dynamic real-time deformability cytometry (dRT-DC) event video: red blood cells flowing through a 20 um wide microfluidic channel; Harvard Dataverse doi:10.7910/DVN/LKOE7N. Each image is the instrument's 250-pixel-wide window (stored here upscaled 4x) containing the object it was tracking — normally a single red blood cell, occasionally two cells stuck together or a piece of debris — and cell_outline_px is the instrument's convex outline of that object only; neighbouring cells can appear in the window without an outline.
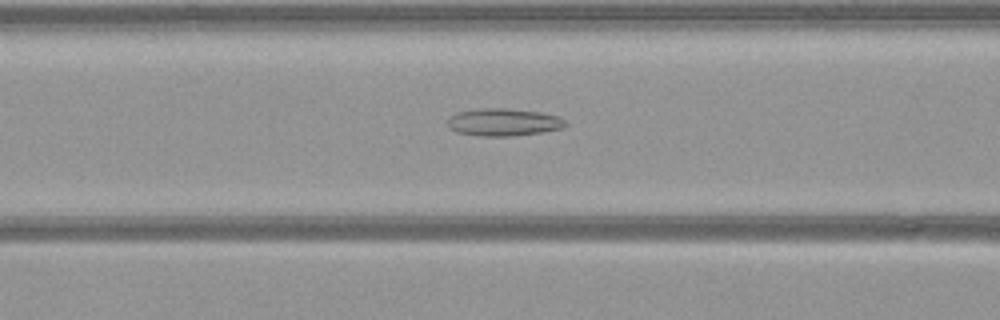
{"species": "common noctule bat (a hibernating species)", "species_latin": "Nyctalus noctula", "temperature_condition": "warm", "stored_images_in_passage": 53, "camera_frame_rate_fps": 3000, "um_per_image_px": 0.085, "animal": {"sex": "female", "body_mass_g": 21.9}, "frame": {"image": 1, "passage_image": 21, "time_ms": 6.667, "image_size_px": [1000, 320], "cell_outline_px": [[568, 124], [560, 128], [544, 132], [512, 136], [476, 136], [456, 132], [448, 128], [448, 120], [456, 112], [480, 108], [504, 108], [540, 112], [560, 116]], "centroid_in_image_um": [42.79, 10.39], "position_along_channel_um": 123.8, "area_um2": 19.02}}
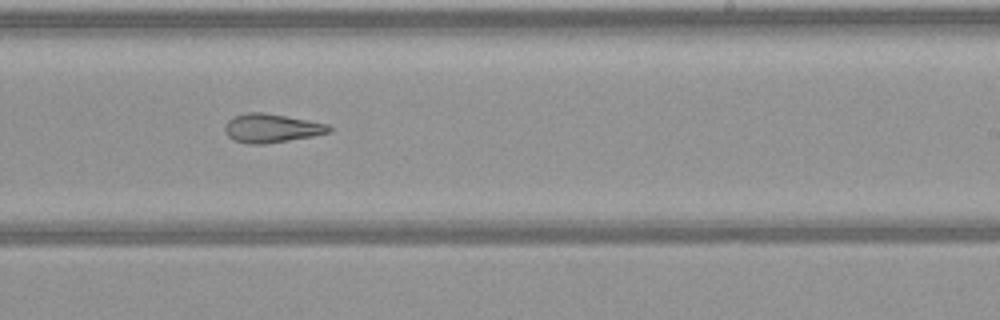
{"frame": {"image": 2, "passage_image": 32, "time_ms": 10.333, "image_size_px": [1000, 320], "cell_outline_px": [[332, 132], [312, 136], [264, 144], [248, 144], [232, 140], [228, 136], [224, 128], [228, 120], [232, 116], [248, 112], [264, 112], [308, 120], [328, 124], [332, 128]], "centroid_in_image_um": [23.06, 10.89], "position_along_channel_um": 265.9, "area_um2": 17.51}}
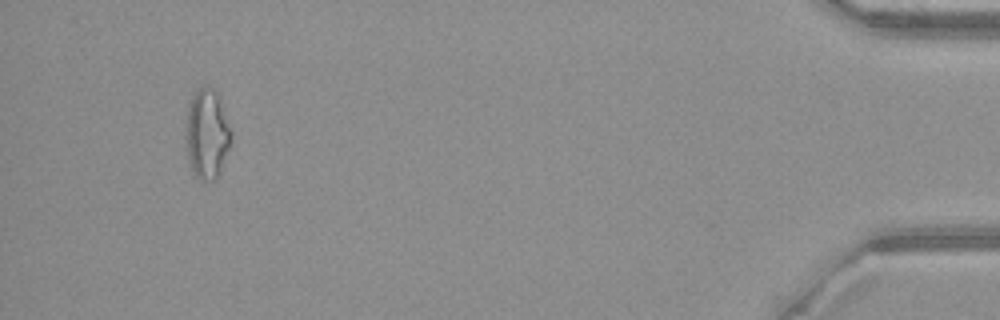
{"frame": {"image": 3, "passage_image": 50, "time_ms": 16.333, "image_size_px": [1000, 320], "cell_outline_px": [[232, 136], [220, 172], [216, 180], [204, 184], [196, 176], [188, 160], [184, 136], [184, 124], [188, 108], [192, 96], [204, 84], [208, 84], [216, 92], [232, 132]], "centroid_in_image_um": [17.56, 11.42], "position_along_channel_um": 417.6, "area_um2": 24.04}}